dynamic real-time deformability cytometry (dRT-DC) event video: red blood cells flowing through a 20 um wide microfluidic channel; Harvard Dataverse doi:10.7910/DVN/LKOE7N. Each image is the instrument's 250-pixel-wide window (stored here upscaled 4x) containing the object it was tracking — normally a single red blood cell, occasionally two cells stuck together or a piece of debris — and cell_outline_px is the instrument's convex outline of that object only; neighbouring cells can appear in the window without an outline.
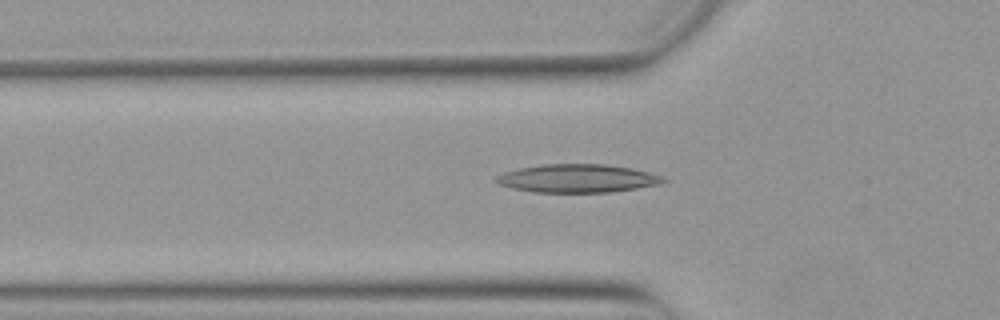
{"species": "Egyptian fruit bat (a non-hibernating species)", "species_latin": "Rousettus aegyptiacus", "temperature_condition": "warm", "stored_images_in_passage": 37, "camera_frame_rate_fps": 3000, "um_per_image_px": 0.085, "animal": {"sex": "female"}, "frame": {"image": 1, "passage_image": 6, "time_ms": 1.667, "image_size_px": [1000, 320], "cell_outline_px": [[668, 180], [660, 184], [636, 188], [608, 192], [532, 192], [512, 188], [500, 184], [492, 180], [496, 176], [504, 172], [520, 168], [544, 164], [604, 164], [632, 168], [664, 176]], "centroid_in_image_um": [49.08, 15.16], "position_along_channel_um": 76.7, "area_um2": 27.51}}
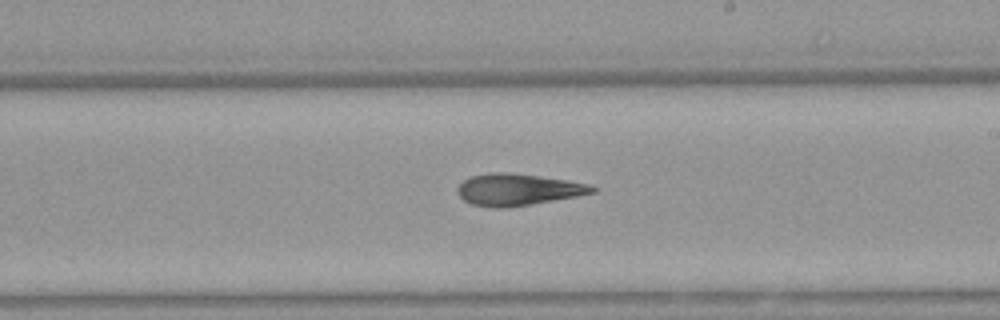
{"frame": {"image": 2, "passage_image": 19, "time_ms": 6.0, "image_size_px": [1000, 320], "cell_outline_px": [[596, 192], [576, 196], [532, 204], [504, 208], [492, 208], [472, 204], [464, 200], [456, 192], [456, 188], [464, 180], [472, 176], [488, 172], [508, 172], [540, 176], [568, 180], [592, 184], [596, 188]], "centroid_in_image_um": [44.02, 16.11], "position_along_channel_um": 245.0, "area_um2": 25.03}}
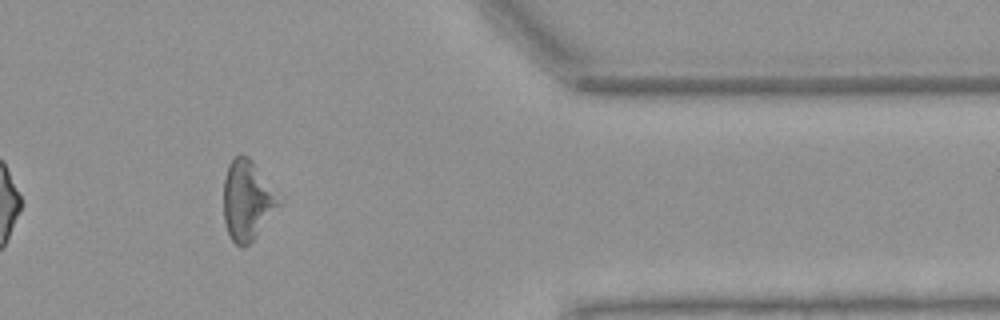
{"frame": {"image": 3, "passage_image": 32, "time_ms": 10.333, "image_size_px": [1000, 320], "cell_outline_px": [[284, 200], [256, 236], [244, 248], [240, 248], [232, 240], [228, 232], [224, 220], [224, 180], [228, 164], [240, 152], [248, 156], [252, 160], [284, 196]], "centroid_in_image_um": [21.08, 16.98], "position_along_channel_um": 390.3, "area_um2": 26.41}}